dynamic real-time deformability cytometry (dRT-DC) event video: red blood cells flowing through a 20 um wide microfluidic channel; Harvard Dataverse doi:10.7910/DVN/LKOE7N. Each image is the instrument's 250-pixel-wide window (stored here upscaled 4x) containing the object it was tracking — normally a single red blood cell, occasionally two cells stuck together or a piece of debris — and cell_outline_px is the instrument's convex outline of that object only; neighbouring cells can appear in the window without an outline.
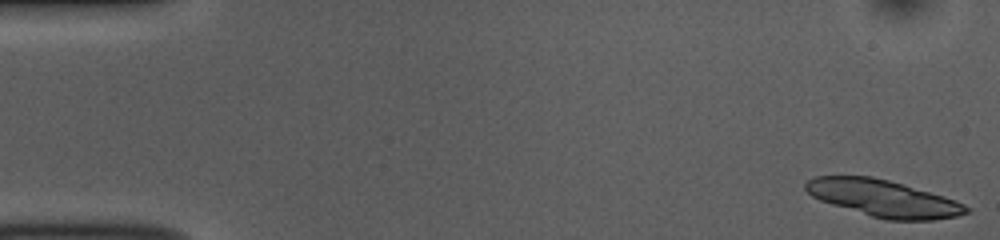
{"species": "common noctule bat (a hibernating species)", "species_latin": "Nyctalus noctula", "temperature_condition": "room temperature", "stored_images_in_passage": 53, "camera_frame_rate_fps": 3000, "um_per_image_px": 0.085, "animal": {"sex": "female", "body_mass_g": 10.0, "forearm_length_mm": 53.1}, "frame": {"image": 1, "passage_image": 1, "time_ms": 0.0, "image_size_px": [1000, 240], "cell_outline_px": [[972, 212], [960, 216], [932, 220], [888, 220], [872, 216], [832, 204], [820, 200], [812, 196], [804, 188], [804, 184], [808, 180], [816, 176], [872, 176], [904, 184], [944, 196], [956, 200], [972, 208]], "centroid_in_image_um": [75.15, 16.86], "position_along_channel_um": 9.9, "area_um2": 34.51}}
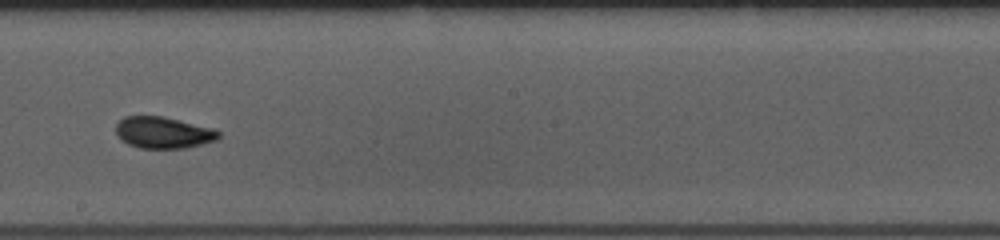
{"frame": {"image": 2, "passage_image": 30, "time_ms": 9.667, "image_size_px": [1000, 240], "cell_outline_px": [[220, 136], [216, 140], [184, 148], [140, 148], [128, 144], [120, 140], [116, 132], [116, 124], [124, 116], [164, 116], [216, 128], [220, 132]], "centroid_in_image_um": [13.89, 11.26], "position_along_channel_um": 234.3, "area_um2": 19.07}}
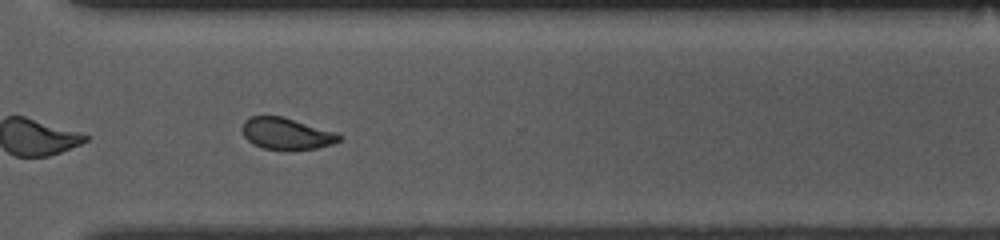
{"frame": {"image": 3, "passage_image": 39, "time_ms": 12.667, "image_size_px": [1000, 240], "cell_outline_px": [[344, 136], [340, 140], [332, 144], [316, 148], [264, 148], [252, 144], [244, 136], [244, 120], [252, 116], [280, 116], [336, 132]], "centroid_in_image_um": [24.37, 11.34], "position_along_channel_um": 346.2, "area_um2": 17.22}, "authors_computed_cell_mechanics": {"area_um2": 19.1896, "velocity_mm_per_s": 3.7327, "shape_relaxation_time_tau1_ms": 4.5369, "shape_relaxation_time_tau2_ms": 1.1236, "deformation_change_tau1": 0.1145, "deformation_change_tau2": 0.0611}}